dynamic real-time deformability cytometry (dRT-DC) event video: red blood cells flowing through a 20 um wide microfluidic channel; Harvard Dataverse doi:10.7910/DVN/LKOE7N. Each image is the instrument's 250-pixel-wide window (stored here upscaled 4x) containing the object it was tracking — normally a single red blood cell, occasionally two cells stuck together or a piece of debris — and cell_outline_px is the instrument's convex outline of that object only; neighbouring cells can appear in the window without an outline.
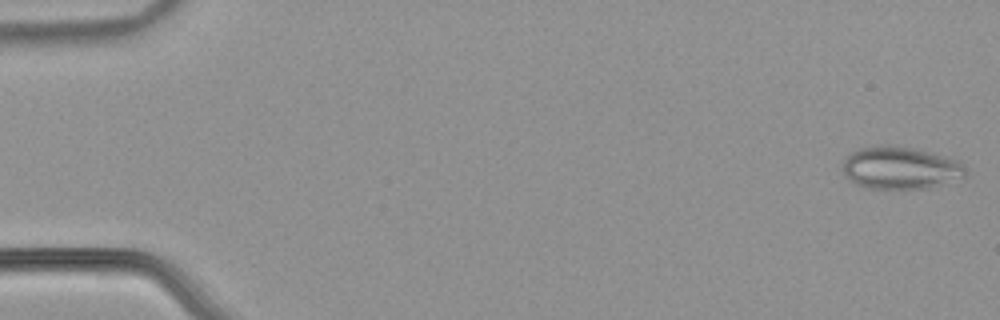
{"species": "common noctule bat (a hibernating species)", "species_latin": "Nyctalus noctula", "temperature_condition": "warm", "stored_images_in_passage": 15, "camera_frame_rate_fps": 3000, "um_per_image_px": 0.085, "animal": {"sex": "male", "body_mass_g": 21.5, "forearm_length_mm": 52.0}, "frame": {"image": 1, "passage_image": 1, "time_ms": 0.0, "image_size_px": [1000, 320], "cell_outline_px": [[964, 176], [928, 188], [868, 188], [856, 184], [844, 172], [844, 160], [852, 152], [860, 148], [880, 144], [888, 144], [920, 148], [956, 160], [964, 164]], "centroid_in_image_um": [76.53, 14.23], "position_along_channel_um": 8.5, "area_um2": 30.11}}